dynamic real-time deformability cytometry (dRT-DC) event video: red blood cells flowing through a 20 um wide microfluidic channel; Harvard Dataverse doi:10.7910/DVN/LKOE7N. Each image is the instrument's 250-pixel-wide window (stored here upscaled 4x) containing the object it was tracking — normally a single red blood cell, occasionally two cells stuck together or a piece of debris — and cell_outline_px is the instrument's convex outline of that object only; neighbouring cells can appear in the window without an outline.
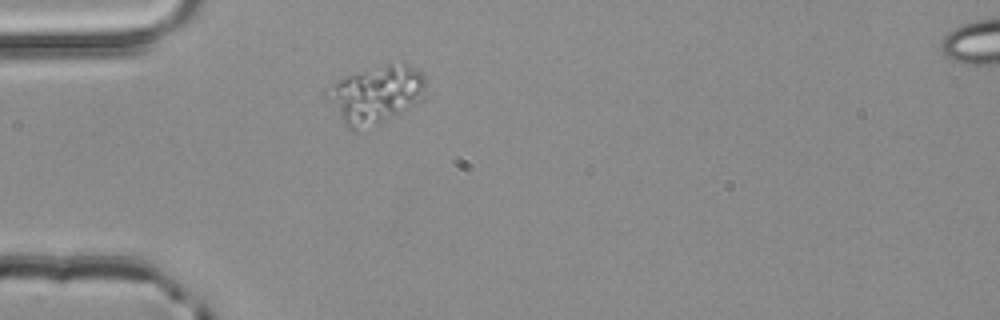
{"species": "common noctule bat (a hibernating species)", "species_latin": "Nyctalus noctula", "temperature_condition": "room temperature", "stored_images_in_passage": 1, "camera_frame_rate_fps": 3000, "um_per_image_px": 0.085, "animal": {"sex": "male", "body_mass_g": 20.4}, "frame": {"image": 1, "passage_image": 1, "time_ms": 0.0, "image_size_px": [1000, 320], "cell_outline_px": [[424, 88], [396, 112], [384, 120], [356, 132], [352, 132], [344, 124], [320, 92], [324, 88], [348, 76], [384, 64], [408, 64], [420, 72], [424, 76]], "centroid_in_image_um": [31.73, 8.02], "position_along_channel_um": 53.3, "area_um2": 31.56}}